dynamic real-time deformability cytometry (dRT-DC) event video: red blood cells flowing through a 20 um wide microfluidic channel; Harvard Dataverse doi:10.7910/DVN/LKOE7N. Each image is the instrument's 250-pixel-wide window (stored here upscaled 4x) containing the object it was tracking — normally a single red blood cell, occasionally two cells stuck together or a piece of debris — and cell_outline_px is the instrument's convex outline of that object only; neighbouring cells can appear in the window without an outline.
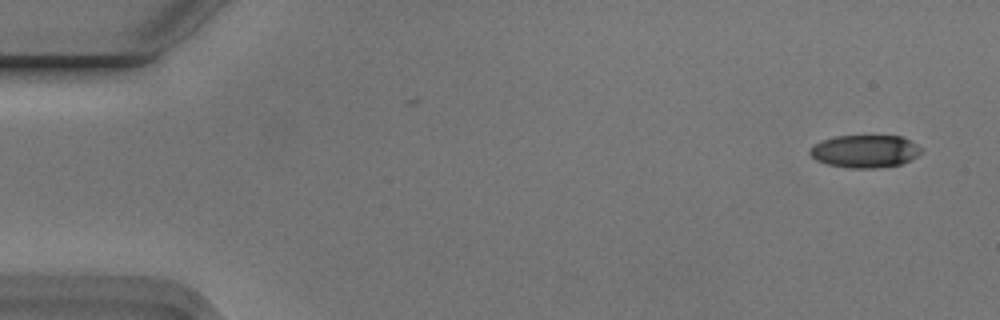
{"species": "Egyptian fruit bat (a non-hibernating species)", "species_latin": "Rousettus aegyptiacus", "temperature_condition": "cold", "stored_images_in_passage": 2, "segment_of_instrument_passage": [2, 2], "camera_frame_rate_fps": 3000, "um_per_image_px": 0.085, "animal": {"sex": "male"}, "frame": {"image": 1, "passage_image": 2, "time_ms": 0.333, "image_size_px": [1000, 320], "cell_outline_px": [[920, 152], [912, 160], [900, 164], [876, 168], [848, 168], [828, 164], [816, 160], [808, 152], [808, 148], [824, 140], [836, 136], [900, 136], [916, 144], [920, 148]], "centroid_in_image_um": [73.49, 12.86], "position_along_channel_um": 11.5, "area_um2": 20.98}}